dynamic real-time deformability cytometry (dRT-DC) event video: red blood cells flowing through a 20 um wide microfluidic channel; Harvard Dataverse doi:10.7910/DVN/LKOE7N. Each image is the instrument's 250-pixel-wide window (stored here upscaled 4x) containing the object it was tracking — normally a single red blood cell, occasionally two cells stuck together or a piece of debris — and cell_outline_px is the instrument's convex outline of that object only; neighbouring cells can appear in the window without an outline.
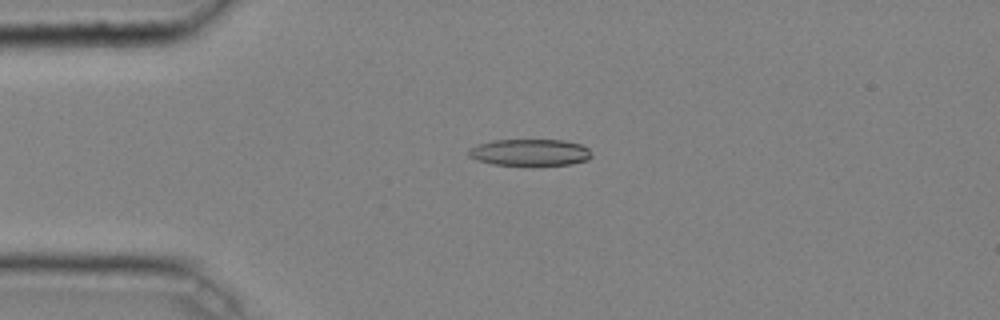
{"species": "common noctule bat (a hibernating species)", "species_latin": "Nyctalus noctula", "temperature_condition": "cold", "stored_images_in_passage": 39, "camera_frame_rate_fps": 3000, "um_per_image_px": 0.085, "animal": {"sex": "male", "body_mass_g": 20.4}, "frame": {"image": 1, "passage_image": 5, "time_ms": 1.333, "image_size_px": [1000, 320], "cell_outline_px": [[592, 156], [588, 160], [572, 164], [492, 164], [476, 160], [468, 156], [468, 152], [472, 148], [480, 144], [492, 140], [564, 140], [580, 144], [588, 148]], "centroid_in_image_um": [45.06, 12.94], "position_along_channel_um": 39.9, "area_um2": 18.79}}
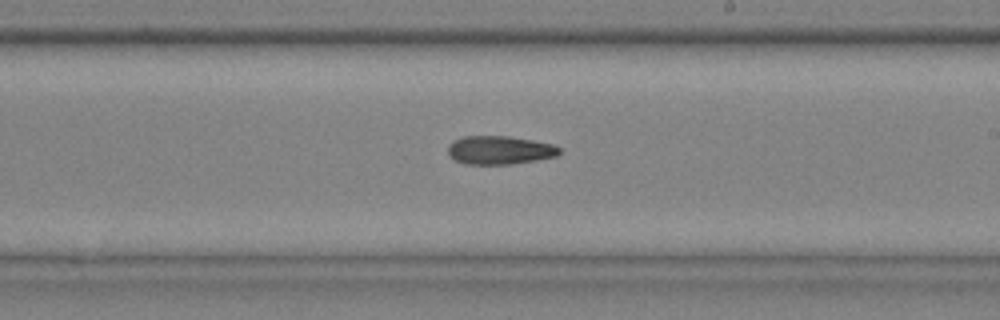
{"frame": {"image": 2, "passage_image": 22, "time_ms": 7.0, "image_size_px": [1000, 320], "cell_outline_px": [[560, 152], [556, 156], [536, 160], [512, 164], [464, 164], [448, 156], [448, 144], [464, 136], [508, 136], [532, 140], [552, 144], [560, 148]], "centroid_in_image_um": [42.45, 12.76], "position_along_channel_um": 246.6, "area_um2": 18.44}}
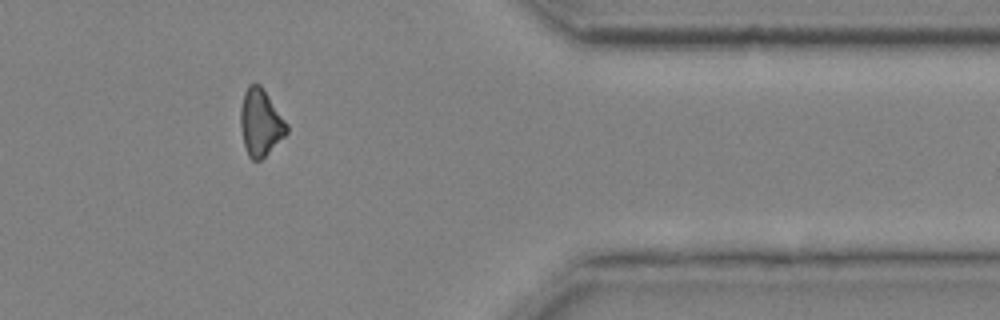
{"frame": {"image": 3, "passage_image": 34, "time_ms": 11.0, "image_size_px": [1000, 320], "cell_outline_px": [[288, 132], [260, 160], [252, 160], [248, 156], [244, 144], [240, 128], [240, 108], [244, 92], [248, 84], [260, 84], [288, 124]], "centroid_in_image_um": [22.12, 10.4], "position_along_channel_um": 389.3, "area_um2": 17.86}, "authors_computed_cell_mechanics": {"area_um2": 18.6694, "velocity_mm_per_s": 4.0766, "shape_relaxation_time_tau1_ms": 3.4233, "shape_relaxation_time_tau2_ms": 5.6334, "deformation_change_tau1": 0.1132, "deformation_change_tau2": 0.1448}}